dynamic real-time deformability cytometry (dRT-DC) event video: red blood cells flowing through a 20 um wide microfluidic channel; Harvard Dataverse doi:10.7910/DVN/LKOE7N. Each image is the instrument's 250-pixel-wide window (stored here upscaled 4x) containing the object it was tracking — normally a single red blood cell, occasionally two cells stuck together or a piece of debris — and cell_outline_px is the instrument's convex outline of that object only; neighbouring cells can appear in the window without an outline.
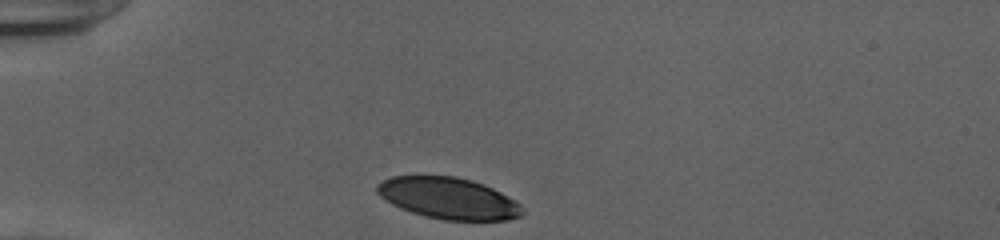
{"species": "human", "species_latin": "Homo sapiens", "temperature_condition": "cold", "stored_images_in_passage": 31, "camera_frame_rate_fps": 3000, "um_per_image_px": 0.085, "donor": {"sex": "female"}, "frame": {"image": 1, "passage_image": 1, "time_ms": 0.0, "image_size_px": [1000, 240], "cell_outline_px": [[524, 212], [520, 216], [508, 220], [444, 220], [424, 216], [400, 208], [392, 204], [380, 196], [376, 192], [376, 184], [380, 180], [392, 176], [456, 176], [472, 180], [484, 184], [500, 192], [520, 204], [524, 208]], "centroid_in_image_um": [38.1, 16.85], "position_along_channel_um": 46.9, "area_um2": 35.2}}
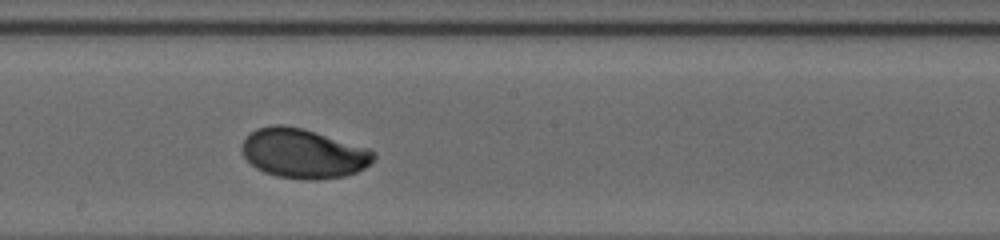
{"frame": {"image": 2, "passage_image": 17, "time_ms": 5.333, "image_size_px": [1000, 240], "cell_outline_px": [[376, 156], [364, 168], [356, 172], [344, 176], [316, 180], [304, 180], [276, 176], [264, 172], [256, 168], [244, 156], [240, 148], [244, 140], [256, 128], [272, 124], [284, 124], [304, 128], [368, 148], [376, 152]], "centroid_in_image_um": [25.77, 13.03], "position_along_channel_um": 222.4, "area_um2": 38.15}}
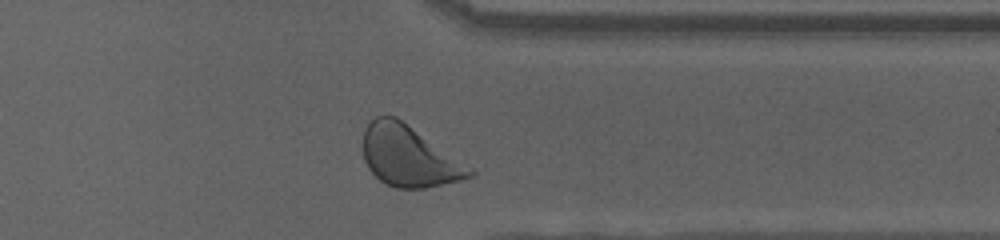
{"frame": {"image": 3, "passage_image": 29, "time_ms": 9.333, "image_size_px": [1000, 240], "cell_outline_px": [[476, 172], [472, 176], [460, 180], [424, 188], [396, 188], [384, 184], [368, 168], [364, 160], [364, 132], [368, 124], [376, 116], [396, 116], [472, 168]], "centroid_in_image_um": [34.74, 13.29], "position_along_channel_um": 376.7, "area_um2": 37.28}, "authors_computed_cell_mechanics": {"area_um2": 37.281, "velocity_mm_per_s": 3.881, "shape_relaxation_time_tau1_ms": 3.4503, "shape_relaxation_time_tau2_ms": null, "deformation_change_tau1": 0.1654, "deformation_change_tau2": null}}